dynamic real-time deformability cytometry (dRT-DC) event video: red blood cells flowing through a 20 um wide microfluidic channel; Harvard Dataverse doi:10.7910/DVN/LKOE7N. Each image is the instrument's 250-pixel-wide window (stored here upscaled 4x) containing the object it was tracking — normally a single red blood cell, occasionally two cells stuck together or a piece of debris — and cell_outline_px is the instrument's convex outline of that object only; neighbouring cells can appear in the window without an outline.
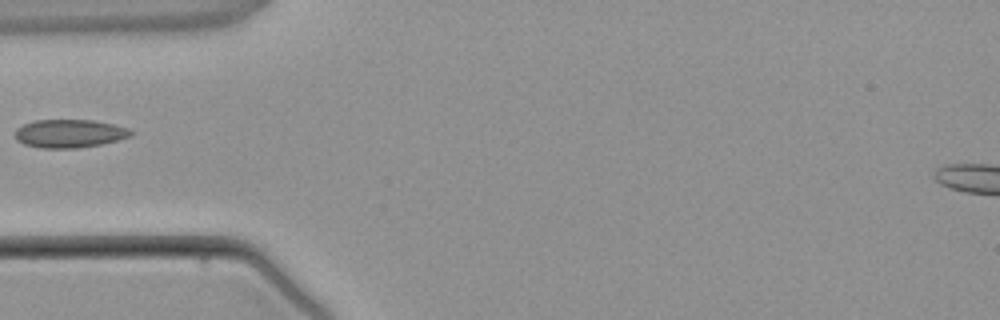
{"species": "common noctule bat (a hibernating species)", "species_latin": "Nyctalus noctula", "temperature_condition": "warm", "stored_images_in_passage": 4, "camera_frame_rate_fps": 3000, "um_per_image_px": 0.085, "animal": {"sex": "male", "body_mass_g": 21.5, "forearm_length_mm": 52.0}, "frame": {"image": 1, "passage_image": 4, "time_ms": 4.0, "image_size_px": [1000, 320], "cell_outline_px": [[136, 132], [132, 136], [100, 144], [76, 148], [40, 148], [24, 144], [16, 140], [16, 128], [24, 124], [36, 120], [92, 120], [112, 124], [128, 128]], "centroid_in_image_um": [5.92, 11.35], "position_along_channel_um": 79.1, "area_um2": 19.02}}